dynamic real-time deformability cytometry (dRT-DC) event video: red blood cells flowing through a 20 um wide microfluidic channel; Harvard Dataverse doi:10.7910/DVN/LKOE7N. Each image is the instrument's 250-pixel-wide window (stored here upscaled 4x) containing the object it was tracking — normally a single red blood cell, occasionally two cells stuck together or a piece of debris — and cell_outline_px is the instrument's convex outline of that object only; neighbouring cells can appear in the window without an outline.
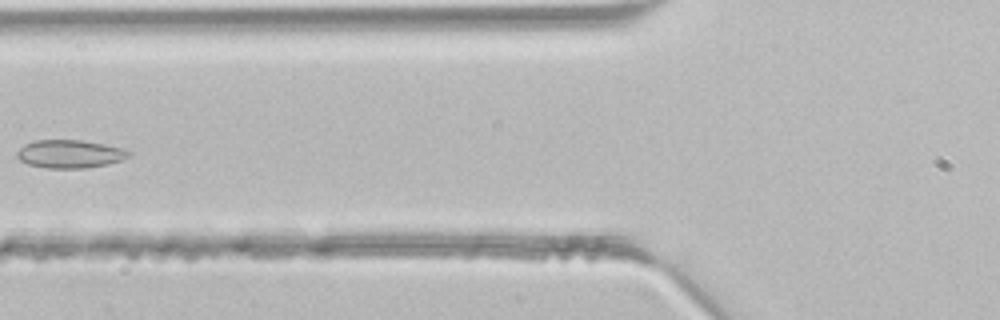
{"species": "common noctule bat (a hibernating species)", "species_latin": "Nyctalus noctula", "temperature_condition": "room temperature", "stored_images_in_passage": 4, "camera_frame_rate_fps": 3000, "um_per_image_px": 0.085, "animal": {"sex": "male", "body_mass_g": 21.5, "forearm_length_mm": 52.0}, "frame": {"image": 1, "passage_image": 4, "time_ms": 1.0, "image_size_px": [1000, 320], "cell_outline_px": [[132, 156], [108, 164], [84, 168], [44, 168], [28, 164], [20, 160], [16, 156], [16, 152], [24, 144], [36, 140], [80, 140], [124, 148], [132, 152]], "centroid_in_image_um": [5.94, 13.09], "position_along_channel_um": 119.9, "area_um2": 18.38}}